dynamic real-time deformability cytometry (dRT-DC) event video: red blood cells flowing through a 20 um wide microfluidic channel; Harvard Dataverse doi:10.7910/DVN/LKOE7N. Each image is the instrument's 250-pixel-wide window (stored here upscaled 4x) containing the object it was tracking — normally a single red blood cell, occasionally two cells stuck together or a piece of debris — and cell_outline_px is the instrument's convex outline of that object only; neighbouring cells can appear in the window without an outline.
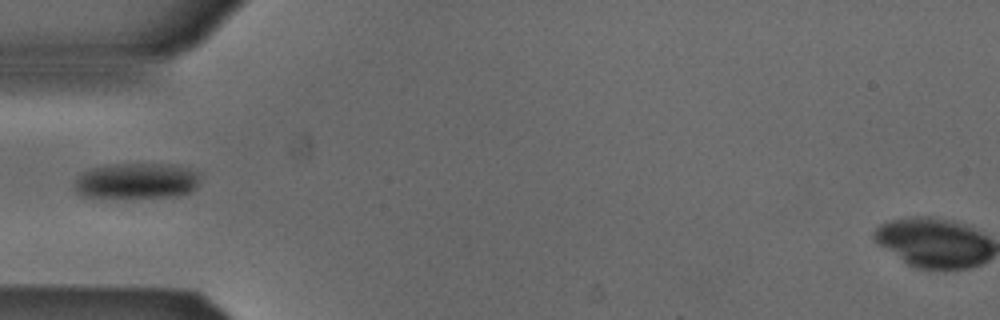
{"species": "Egyptian fruit bat (a non-hibernating species)", "species_latin": "Rousettus aegyptiacus", "temperature_condition": "cold", "stored_images_in_passage": 5, "camera_frame_rate_fps": 3000, "um_per_image_px": 0.085, "animal": {"sex": "male"}, "frame": {"image": 1, "passage_image": 5, "time_ms": 1.333, "image_size_px": [1000, 320], "cell_outline_px": [[200, 176], [196, 188], [192, 192], [180, 196], [80, 196], [72, 188], [72, 184], [76, 176], [80, 172], [92, 168], [112, 164], [172, 164], [188, 168], [196, 172]], "centroid_in_image_um": [11.57, 15.36], "position_along_channel_um": 73.4, "area_um2": 26.18}}